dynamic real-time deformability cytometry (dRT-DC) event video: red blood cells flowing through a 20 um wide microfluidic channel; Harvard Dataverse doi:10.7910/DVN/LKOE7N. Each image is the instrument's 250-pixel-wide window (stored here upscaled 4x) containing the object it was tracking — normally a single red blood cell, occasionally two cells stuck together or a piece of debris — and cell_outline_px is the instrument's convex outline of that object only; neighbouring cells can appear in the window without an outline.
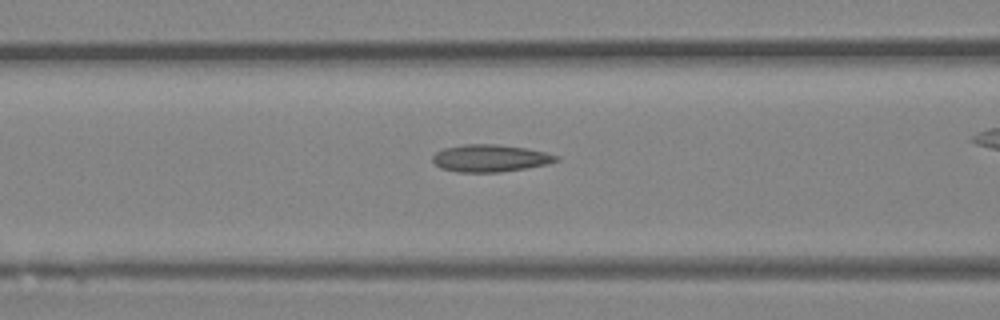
{"species": "Egyptian fruit bat (a non-hibernating species)", "species_latin": "Rousettus aegyptiacus", "temperature_condition": "room temperature", "stored_images_in_passage": 26, "camera_frame_rate_fps": 3000, "um_per_image_px": 0.085, "animal": {"sex": "female"}, "frame": {"image": 1, "passage_image": 7, "time_ms": 2.0, "image_size_px": [1000, 320], "cell_outline_px": [[560, 160], [548, 164], [500, 172], [456, 172], [440, 168], [432, 160], [432, 156], [436, 152], [444, 148], [464, 144], [496, 144], [528, 148], [560, 156]], "centroid_in_image_um": [41.67, 13.44], "position_along_channel_um": 124.9, "area_um2": 19.71}}
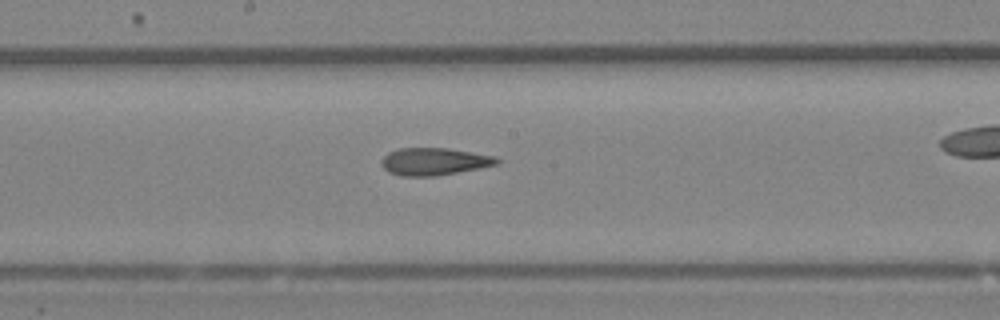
{"frame": {"image": 2, "passage_image": 13, "time_ms": 4.0, "image_size_px": [1000, 320], "cell_outline_px": [[500, 164], [480, 168], [436, 176], [400, 176], [388, 172], [380, 164], [380, 160], [388, 152], [400, 148], [448, 148], [496, 156], [500, 160]], "centroid_in_image_um": [36.9, 13.73], "position_along_channel_um": 211.3, "area_um2": 18.61}}
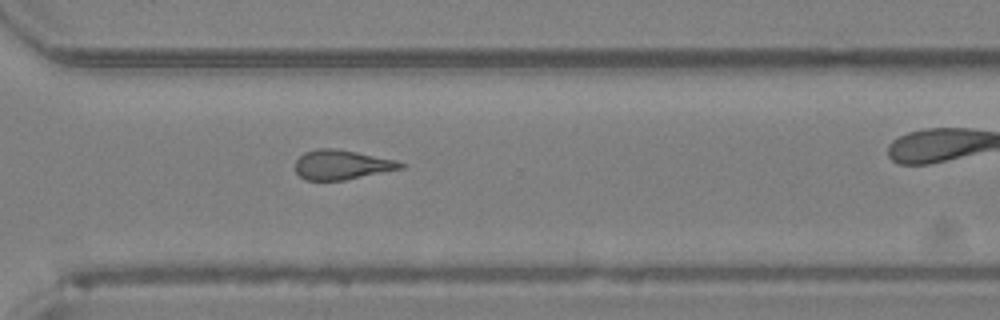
{"frame": {"image": 3, "passage_image": 22, "time_ms": 7.0, "image_size_px": [1000, 320], "cell_outline_px": [[404, 168], [344, 180], [304, 180], [296, 172], [296, 160], [304, 152], [316, 148], [332, 148], [356, 152], [396, 160], [404, 164]], "centroid_in_image_um": [29.03, 14.0], "position_along_channel_um": 341.6, "area_um2": 18.03}}